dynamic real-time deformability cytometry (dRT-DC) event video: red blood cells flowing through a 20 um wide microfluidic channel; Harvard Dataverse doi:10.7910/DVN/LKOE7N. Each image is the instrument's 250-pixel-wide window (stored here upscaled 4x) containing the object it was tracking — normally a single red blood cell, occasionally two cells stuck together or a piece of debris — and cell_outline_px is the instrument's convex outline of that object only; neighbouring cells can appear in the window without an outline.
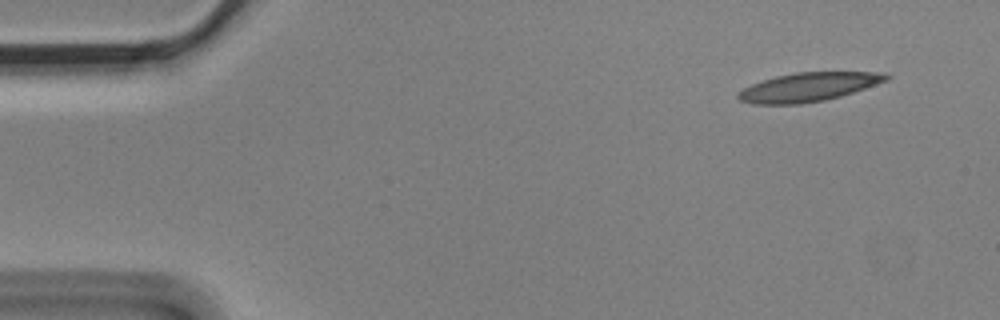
{"species": "Egyptian fruit bat (a non-hibernating species)", "species_latin": "Rousettus aegyptiacus", "temperature_condition": "cold", "stored_images_in_passage": 5, "camera_frame_rate_fps": 3000, "um_per_image_px": 0.085, "animal": {"sex": "male"}, "frame": {"image": 1, "passage_image": 1, "time_ms": 0.0, "image_size_px": [1000, 320], "cell_outline_px": [[892, 76], [888, 80], [840, 96], [824, 100], [800, 104], [752, 104], [740, 100], [736, 96], [736, 92], [752, 84], [776, 76], [796, 72], [888, 72]], "centroid_in_image_um": [68.72, 7.39], "position_along_channel_um": 16.3, "area_um2": 24.8}}
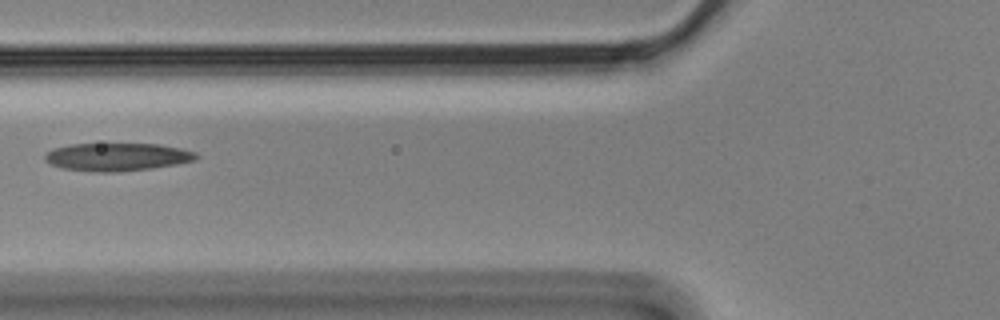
{"frame": {"image": 2, "passage_image": 5, "time_ms": 1.333, "image_size_px": [1000, 320], "cell_outline_px": [[200, 156], [196, 160], [176, 164], [152, 168], [120, 172], [92, 172], [60, 168], [44, 160], [44, 156], [52, 148], [72, 144], [160, 144], [180, 148], [196, 152]], "centroid_in_image_um": [9.96, 13.34], "position_along_channel_um": 115.8, "area_um2": 24.8}}